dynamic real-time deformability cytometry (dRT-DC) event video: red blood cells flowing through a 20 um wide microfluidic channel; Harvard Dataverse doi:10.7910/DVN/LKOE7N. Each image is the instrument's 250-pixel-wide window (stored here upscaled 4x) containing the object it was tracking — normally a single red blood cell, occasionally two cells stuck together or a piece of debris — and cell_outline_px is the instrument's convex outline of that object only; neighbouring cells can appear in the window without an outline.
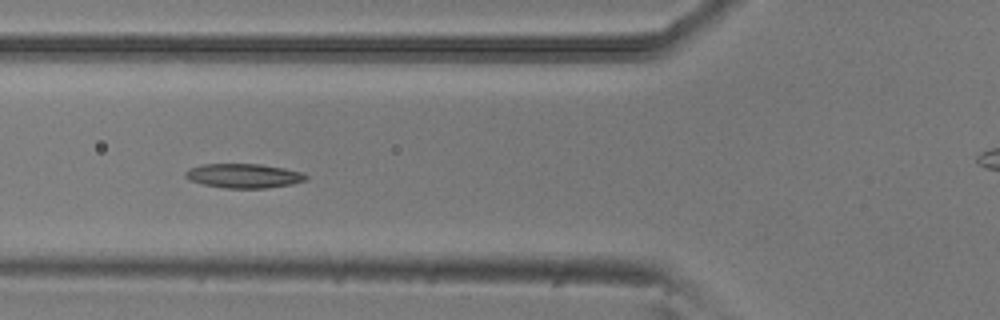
{"species": "common noctule bat (a hibernating species)", "species_latin": "Nyctalus noctula", "temperature_condition": "room temperature", "stored_images_in_passage": 6, "camera_frame_rate_fps": 3000, "um_per_image_px": 0.085, "animal": {"sex": "male", "body_mass_g": 20.5, "forearm_length_mm": 52.5}, "frame": {"image": 1, "passage_image": 4, "time_ms": 1.0, "image_size_px": [1000, 320], "cell_outline_px": [[308, 180], [292, 184], [264, 188], [224, 188], [204, 184], [188, 180], [184, 176], [184, 172], [188, 168], [200, 164], [260, 164], [284, 168], [304, 172], [308, 176]], "centroid_in_image_um": [20.71, 14.94], "position_along_channel_um": 105.1, "area_um2": 17.28}}
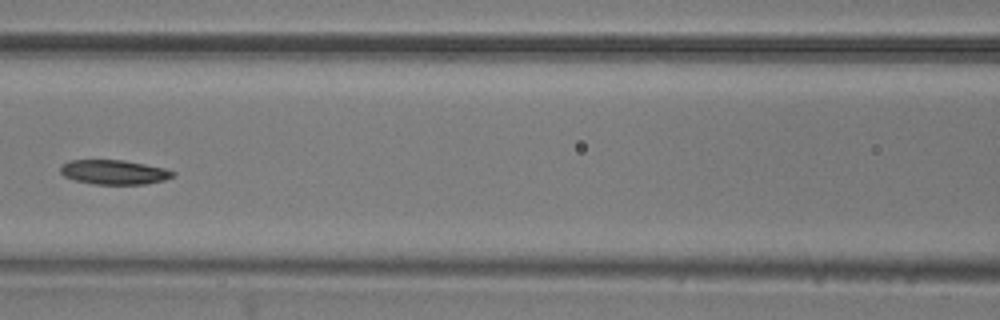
{"frame": {"image": 2, "passage_image": 5, "time_ms": 1.333, "image_size_px": [1000, 320], "cell_outline_px": [[176, 172], [172, 176], [164, 180], [144, 184], [92, 184], [72, 180], [64, 176], [60, 172], [60, 168], [68, 160], [124, 160], [164, 168]], "centroid_in_image_um": [9.66, 14.63], "position_along_channel_um": 156.9, "area_um2": 16.01}}
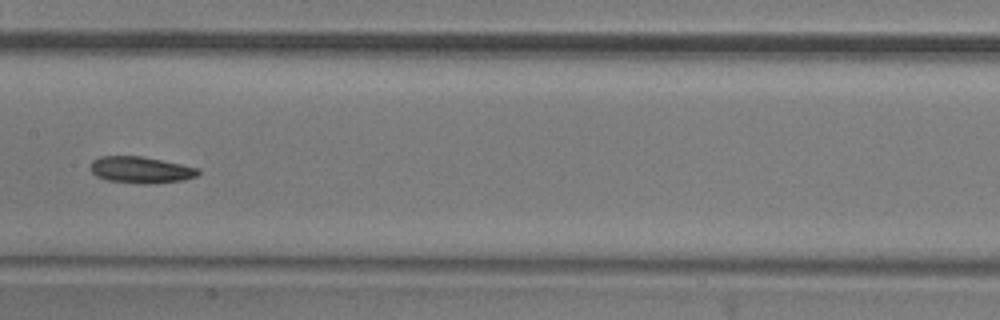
{"frame": {"image": 3, "passage_image": 6, "time_ms": 1.667, "image_size_px": [1000, 320], "cell_outline_px": [[200, 172], [196, 176], [184, 180], [156, 184], [144, 184], [108, 180], [96, 176], [92, 172], [92, 160], [100, 156], [140, 156], [200, 168]], "centroid_in_image_um": [12.0, 14.45], "position_along_channel_um": 195.4, "area_um2": 16.59}}